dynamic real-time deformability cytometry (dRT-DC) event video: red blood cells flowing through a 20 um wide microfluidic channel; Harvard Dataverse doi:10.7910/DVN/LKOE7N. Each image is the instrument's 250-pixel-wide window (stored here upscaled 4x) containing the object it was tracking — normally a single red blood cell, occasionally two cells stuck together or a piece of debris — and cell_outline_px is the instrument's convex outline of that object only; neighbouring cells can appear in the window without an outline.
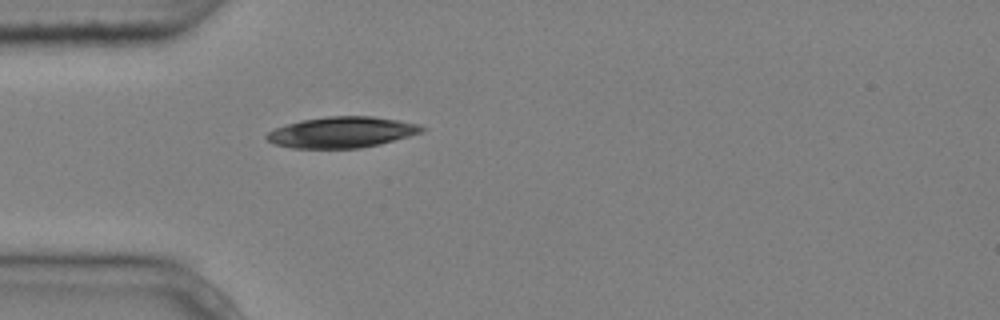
{"species": "common noctule bat (a hibernating species)", "species_latin": "Nyctalus noctula", "temperature_condition": "cold", "stored_images_in_passage": 1, "camera_frame_rate_fps": 3000, "um_per_image_px": 0.085, "animal": {"sex": "male", "body_mass_g": 20.4}, "frame": {"image": 1, "passage_image": 1, "time_ms": 0.0, "image_size_px": [1000, 320], "cell_outline_px": [[428, 128], [424, 132], [380, 144], [360, 148], [292, 148], [276, 144], [268, 140], [264, 136], [268, 132], [276, 128], [300, 120], [328, 116], [372, 116], [396, 120], [416, 124]], "centroid_in_image_um": [29.07, 11.24], "position_along_channel_um": 55.9, "area_um2": 27.86}}